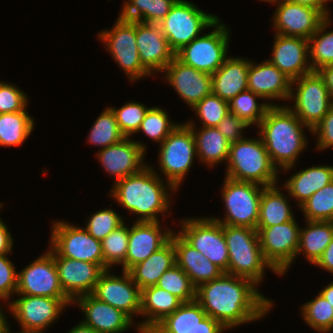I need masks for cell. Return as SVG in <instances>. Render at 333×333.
I'll list each match as a JSON object with an SVG mask.
<instances>
[{"instance_id": "cell-4", "label": "cell", "mask_w": 333, "mask_h": 333, "mask_svg": "<svg viewBox=\"0 0 333 333\" xmlns=\"http://www.w3.org/2000/svg\"><path fill=\"white\" fill-rule=\"evenodd\" d=\"M256 137L258 138L244 136L241 140L230 143L225 176L264 187L276 185L280 181L279 170L272 163L258 133Z\"/></svg>"}, {"instance_id": "cell-59", "label": "cell", "mask_w": 333, "mask_h": 333, "mask_svg": "<svg viewBox=\"0 0 333 333\" xmlns=\"http://www.w3.org/2000/svg\"><path fill=\"white\" fill-rule=\"evenodd\" d=\"M319 293L329 302V304L333 307V281L323 287Z\"/></svg>"}, {"instance_id": "cell-20", "label": "cell", "mask_w": 333, "mask_h": 333, "mask_svg": "<svg viewBox=\"0 0 333 333\" xmlns=\"http://www.w3.org/2000/svg\"><path fill=\"white\" fill-rule=\"evenodd\" d=\"M161 74L190 109L212 93V75L187 66L176 57Z\"/></svg>"}, {"instance_id": "cell-1", "label": "cell", "mask_w": 333, "mask_h": 333, "mask_svg": "<svg viewBox=\"0 0 333 333\" xmlns=\"http://www.w3.org/2000/svg\"><path fill=\"white\" fill-rule=\"evenodd\" d=\"M253 281L224 272L218 279L196 289V301L207 316L230 331L234 327L257 322L273 308V299L265 297Z\"/></svg>"}, {"instance_id": "cell-43", "label": "cell", "mask_w": 333, "mask_h": 333, "mask_svg": "<svg viewBox=\"0 0 333 333\" xmlns=\"http://www.w3.org/2000/svg\"><path fill=\"white\" fill-rule=\"evenodd\" d=\"M299 209L304 220L333 222V180L314 193Z\"/></svg>"}, {"instance_id": "cell-13", "label": "cell", "mask_w": 333, "mask_h": 333, "mask_svg": "<svg viewBox=\"0 0 333 333\" xmlns=\"http://www.w3.org/2000/svg\"><path fill=\"white\" fill-rule=\"evenodd\" d=\"M49 246L61 257L98 264L103 269L101 241L78 225L52 220Z\"/></svg>"}, {"instance_id": "cell-56", "label": "cell", "mask_w": 333, "mask_h": 333, "mask_svg": "<svg viewBox=\"0 0 333 333\" xmlns=\"http://www.w3.org/2000/svg\"><path fill=\"white\" fill-rule=\"evenodd\" d=\"M287 1L317 9L325 17L331 16V13H330L331 11H329V9H328L329 6L327 4L333 0H287Z\"/></svg>"}, {"instance_id": "cell-32", "label": "cell", "mask_w": 333, "mask_h": 333, "mask_svg": "<svg viewBox=\"0 0 333 333\" xmlns=\"http://www.w3.org/2000/svg\"><path fill=\"white\" fill-rule=\"evenodd\" d=\"M176 264L175 249L170 239L163 247L153 252L146 260L128 270L140 290L155 286L161 275Z\"/></svg>"}, {"instance_id": "cell-15", "label": "cell", "mask_w": 333, "mask_h": 333, "mask_svg": "<svg viewBox=\"0 0 333 333\" xmlns=\"http://www.w3.org/2000/svg\"><path fill=\"white\" fill-rule=\"evenodd\" d=\"M18 298L7 304L20 329L45 331L57 322L64 309L72 306L69 298H50L15 294Z\"/></svg>"}, {"instance_id": "cell-23", "label": "cell", "mask_w": 333, "mask_h": 333, "mask_svg": "<svg viewBox=\"0 0 333 333\" xmlns=\"http://www.w3.org/2000/svg\"><path fill=\"white\" fill-rule=\"evenodd\" d=\"M273 40L272 57L268 60L291 81L313 72L307 39L275 34Z\"/></svg>"}, {"instance_id": "cell-31", "label": "cell", "mask_w": 333, "mask_h": 333, "mask_svg": "<svg viewBox=\"0 0 333 333\" xmlns=\"http://www.w3.org/2000/svg\"><path fill=\"white\" fill-rule=\"evenodd\" d=\"M185 123L191 128L196 143L197 160L208 166L215 167L219 163H227L230 142L220 133L217 127H198L191 119Z\"/></svg>"}, {"instance_id": "cell-41", "label": "cell", "mask_w": 333, "mask_h": 333, "mask_svg": "<svg viewBox=\"0 0 333 333\" xmlns=\"http://www.w3.org/2000/svg\"><path fill=\"white\" fill-rule=\"evenodd\" d=\"M261 96L251 90H245L232 98L229 103V112L242 118L250 126H258L267 110L271 107Z\"/></svg>"}, {"instance_id": "cell-29", "label": "cell", "mask_w": 333, "mask_h": 333, "mask_svg": "<svg viewBox=\"0 0 333 333\" xmlns=\"http://www.w3.org/2000/svg\"><path fill=\"white\" fill-rule=\"evenodd\" d=\"M251 60L229 56L223 65L212 74V93L229 102L248 89V69Z\"/></svg>"}, {"instance_id": "cell-5", "label": "cell", "mask_w": 333, "mask_h": 333, "mask_svg": "<svg viewBox=\"0 0 333 333\" xmlns=\"http://www.w3.org/2000/svg\"><path fill=\"white\" fill-rule=\"evenodd\" d=\"M228 248L229 263L226 273L247 278L260 285L269 268L279 275L265 260L257 230L250 227L223 225Z\"/></svg>"}, {"instance_id": "cell-46", "label": "cell", "mask_w": 333, "mask_h": 333, "mask_svg": "<svg viewBox=\"0 0 333 333\" xmlns=\"http://www.w3.org/2000/svg\"><path fill=\"white\" fill-rule=\"evenodd\" d=\"M111 110L114 112L116 121L118 123V127L121 133L125 137H133L132 135H136L137 131L140 128L141 122L146 116L147 111L151 107H147V105L129 101L126 104L122 105L119 108L110 106Z\"/></svg>"}, {"instance_id": "cell-10", "label": "cell", "mask_w": 333, "mask_h": 333, "mask_svg": "<svg viewBox=\"0 0 333 333\" xmlns=\"http://www.w3.org/2000/svg\"><path fill=\"white\" fill-rule=\"evenodd\" d=\"M97 37L131 83L148 76L151 78V74L141 64L137 49L136 21L118 15L113 27L99 32Z\"/></svg>"}, {"instance_id": "cell-3", "label": "cell", "mask_w": 333, "mask_h": 333, "mask_svg": "<svg viewBox=\"0 0 333 333\" xmlns=\"http://www.w3.org/2000/svg\"><path fill=\"white\" fill-rule=\"evenodd\" d=\"M263 144L278 170L288 172L296 166L298 157L308 148L305 126L286 106H271L257 126ZM306 129V130H305Z\"/></svg>"}, {"instance_id": "cell-51", "label": "cell", "mask_w": 333, "mask_h": 333, "mask_svg": "<svg viewBox=\"0 0 333 333\" xmlns=\"http://www.w3.org/2000/svg\"><path fill=\"white\" fill-rule=\"evenodd\" d=\"M311 135L317 137L315 149L322 151L333 148V105L323 119L311 130Z\"/></svg>"}, {"instance_id": "cell-45", "label": "cell", "mask_w": 333, "mask_h": 333, "mask_svg": "<svg viewBox=\"0 0 333 333\" xmlns=\"http://www.w3.org/2000/svg\"><path fill=\"white\" fill-rule=\"evenodd\" d=\"M179 123L169 119V114L162 107L153 106L147 113L137 133H142L159 145L177 127Z\"/></svg>"}, {"instance_id": "cell-53", "label": "cell", "mask_w": 333, "mask_h": 333, "mask_svg": "<svg viewBox=\"0 0 333 333\" xmlns=\"http://www.w3.org/2000/svg\"><path fill=\"white\" fill-rule=\"evenodd\" d=\"M227 331L217 320L206 316L192 331L189 333H224Z\"/></svg>"}, {"instance_id": "cell-35", "label": "cell", "mask_w": 333, "mask_h": 333, "mask_svg": "<svg viewBox=\"0 0 333 333\" xmlns=\"http://www.w3.org/2000/svg\"><path fill=\"white\" fill-rule=\"evenodd\" d=\"M35 120L27 112L0 114V147H19L35 130Z\"/></svg>"}, {"instance_id": "cell-25", "label": "cell", "mask_w": 333, "mask_h": 333, "mask_svg": "<svg viewBox=\"0 0 333 333\" xmlns=\"http://www.w3.org/2000/svg\"><path fill=\"white\" fill-rule=\"evenodd\" d=\"M72 304L84 314L81 322L99 333H124L134 324L125 313L92 294L80 296Z\"/></svg>"}, {"instance_id": "cell-16", "label": "cell", "mask_w": 333, "mask_h": 333, "mask_svg": "<svg viewBox=\"0 0 333 333\" xmlns=\"http://www.w3.org/2000/svg\"><path fill=\"white\" fill-rule=\"evenodd\" d=\"M44 254L34 259L18 272L16 294L68 298L59 282L54 262V250L48 246Z\"/></svg>"}, {"instance_id": "cell-38", "label": "cell", "mask_w": 333, "mask_h": 333, "mask_svg": "<svg viewBox=\"0 0 333 333\" xmlns=\"http://www.w3.org/2000/svg\"><path fill=\"white\" fill-rule=\"evenodd\" d=\"M332 17H326L317 31L308 39L309 63L313 72L333 64V30Z\"/></svg>"}, {"instance_id": "cell-40", "label": "cell", "mask_w": 333, "mask_h": 333, "mask_svg": "<svg viewBox=\"0 0 333 333\" xmlns=\"http://www.w3.org/2000/svg\"><path fill=\"white\" fill-rule=\"evenodd\" d=\"M125 136L121 133L114 112L108 106L95 119L89 131L87 141L102 149L120 142Z\"/></svg>"}, {"instance_id": "cell-17", "label": "cell", "mask_w": 333, "mask_h": 333, "mask_svg": "<svg viewBox=\"0 0 333 333\" xmlns=\"http://www.w3.org/2000/svg\"><path fill=\"white\" fill-rule=\"evenodd\" d=\"M121 272L123 275L119 276L113 274L111 269L104 270L91 294L122 311L135 323L133 317L140 316L141 311V290L128 271Z\"/></svg>"}, {"instance_id": "cell-48", "label": "cell", "mask_w": 333, "mask_h": 333, "mask_svg": "<svg viewBox=\"0 0 333 333\" xmlns=\"http://www.w3.org/2000/svg\"><path fill=\"white\" fill-rule=\"evenodd\" d=\"M91 214L84 228L100 241L125 222L123 217L112 208H104Z\"/></svg>"}, {"instance_id": "cell-49", "label": "cell", "mask_w": 333, "mask_h": 333, "mask_svg": "<svg viewBox=\"0 0 333 333\" xmlns=\"http://www.w3.org/2000/svg\"><path fill=\"white\" fill-rule=\"evenodd\" d=\"M29 105L28 96L16 85L0 83V114L23 111Z\"/></svg>"}, {"instance_id": "cell-11", "label": "cell", "mask_w": 333, "mask_h": 333, "mask_svg": "<svg viewBox=\"0 0 333 333\" xmlns=\"http://www.w3.org/2000/svg\"><path fill=\"white\" fill-rule=\"evenodd\" d=\"M289 100L294 103L286 106L310 130L323 119L333 105L324 79L318 72L291 81Z\"/></svg>"}, {"instance_id": "cell-39", "label": "cell", "mask_w": 333, "mask_h": 333, "mask_svg": "<svg viewBox=\"0 0 333 333\" xmlns=\"http://www.w3.org/2000/svg\"><path fill=\"white\" fill-rule=\"evenodd\" d=\"M123 223L101 241L103 270L112 269L115 265L126 271V254L128 250L129 226Z\"/></svg>"}, {"instance_id": "cell-33", "label": "cell", "mask_w": 333, "mask_h": 333, "mask_svg": "<svg viewBox=\"0 0 333 333\" xmlns=\"http://www.w3.org/2000/svg\"><path fill=\"white\" fill-rule=\"evenodd\" d=\"M277 186L279 184L265 187L261 193L257 227L280 225L296 218L289 195H284Z\"/></svg>"}, {"instance_id": "cell-2", "label": "cell", "mask_w": 333, "mask_h": 333, "mask_svg": "<svg viewBox=\"0 0 333 333\" xmlns=\"http://www.w3.org/2000/svg\"><path fill=\"white\" fill-rule=\"evenodd\" d=\"M175 191L148 164L141 171L114 182L109 196L127 212L135 214L138 218L134 221L147 222L160 221L159 214L166 218L172 213L170 196Z\"/></svg>"}, {"instance_id": "cell-21", "label": "cell", "mask_w": 333, "mask_h": 333, "mask_svg": "<svg viewBox=\"0 0 333 333\" xmlns=\"http://www.w3.org/2000/svg\"><path fill=\"white\" fill-rule=\"evenodd\" d=\"M136 44L141 64L151 75H160L175 58L158 24L136 21Z\"/></svg>"}, {"instance_id": "cell-27", "label": "cell", "mask_w": 333, "mask_h": 333, "mask_svg": "<svg viewBox=\"0 0 333 333\" xmlns=\"http://www.w3.org/2000/svg\"><path fill=\"white\" fill-rule=\"evenodd\" d=\"M170 239L175 249L176 264L189 276L196 288L203 283L218 279L224 273L191 246L178 231L174 230Z\"/></svg>"}, {"instance_id": "cell-19", "label": "cell", "mask_w": 333, "mask_h": 333, "mask_svg": "<svg viewBox=\"0 0 333 333\" xmlns=\"http://www.w3.org/2000/svg\"><path fill=\"white\" fill-rule=\"evenodd\" d=\"M146 144L131 137L110 145L94 154L104 168L113 177L114 182L141 171L148 164L144 161Z\"/></svg>"}, {"instance_id": "cell-7", "label": "cell", "mask_w": 333, "mask_h": 333, "mask_svg": "<svg viewBox=\"0 0 333 333\" xmlns=\"http://www.w3.org/2000/svg\"><path fill=\"white\" fill-rule=\"evenodd\" d=\"M220 17L212 24L207 34L199 37L179 50L175 57L183 64L196 70L214 74L229 57L228 50L231 41L229 26L220 22Z\"/></svg>"}, {"instance_id": "cell-12", "label": "cell", "mask_w": 333, "mask_h": 333, "mask_svg": "<svg viewBox=\"0 0 333 333\" xmlns=\"http://www.w3.org/2000/svg\"><path fill=\"white\" fill-rule=\"evenodd\" d=\"M181 224V225H180ZM178 232L191 246L223 272L228 271L229 254L223 225L208 217H188L179 222Z\"/></svg>"}, {"instance_id": "cell-63", "label": "cell", "mask_w": 333, "mask_h": 333, "mask_svg": "<svg viewBox=\"0 0 333 333\" xmlns=\"http://www.w3.org/2000/svg\"><path fill=\"white\" fill-rule=\"evenodd\" d=\"M260 1H261V2L263 1V2H267V3H268V2L271 1V0H260Z\"/></svg>"}, {"instance_id": "cell-9", "label": "cell", "mask_w": 333, "mask_h": 333, "mask_svg": "<svg viewBox=\"0 0 333 333\" xmlns=\"http://www.w3.org/2000/svg\"><path fill=\"white\" fill-rule=\"evenodd\" d=\"M265 187L225 176L221 195L225 214L223 218L210 217L222 225L250 227L256 230L261 193Z\"/></svg>"}, {"instance_id": "cell-44", "label": "cell", "mask_w": 333, "mask_h": 333, "mask_svg": "<svg viewBox=\"0 0 333 333\" xmlns=\"http://www.w3.org/2000/svg\"><path fill=\"white\" fill-rule=\"evenodd\" d=\"M157 287L167 290L183 303L196 300V287L189 276L177 265L165 271L158 280Z\"/></svg>"}, {"instance_id": "cell-50", "label": "cell", "mask_w": 333, "mask_h": 333, "mask_svg": "<svg viewBox=\"0 0 333 333\" xmlns=\"http://www.w3.org/2000/svg\"><path fill=\"white\" fill-rule=\"evenodd\" d=\"M8 256L0 255V300L4 301V304H8L17 291L18 272Z\"/></svg>"}, {"instance_id": "cell-62", "label": "cell", "mask_w": 333, "mask_h": 333, "mask_svg": "<svg viewBox=\"0 0 333 333\" xmlns=\"http://www.w3.org/2000/svg\"><path fill=\"white\" fill-rule=\"evenodd\" d=\"M3 203L2 202H0V211H1V208L3 207Z\"/></svg>"}, {"instance_id": "cell-42", "label": "cell", "mask_w": 333, "mask_h": 333, "mask_svg": "<svg viewBox=\"0 0 333 333\" xmlns=\"http://www.w3.org/2000/svg\"><path fill=\"white\" fill-rule=\"evenodd\" d=\"M300 308L301 319L307 326L318 333H329L333 330V307L320 293Z\"/></svg>"}, {"instance_id": "cell-36", "label": "cell", "mask_w": 333, "mask_h": 333, "mask_svg": "<svg viewBox=\"0 0 333 333\" xmlns=\"http://www.w3.org/2000/svg\"><path fill=\"white\" fill-rule=\"evenodd\" d=\"M207 316L196 301L183 303L167 315L149 333H189Z\"/></svg>"}, {"instance_id": "cell-52", "label": "cell", "mask_w": 333, "mask_h": 333, "mask_svg": "<svg viewBox=\"0 0 333 333\" xmlns=\"http://www.w3.org/2000/svg\"><path fill=\"white\" fill-rule=\"evenodd\" d=\"M216 127L230 143H233L244 138L243 132L250 125L242 118L229 112Z\"/></svg>"}, {"instance_id": "cell-18", "label": "cell", "mask_w": 333, "mask_h": 333, "mask_svg": "<svg viewBox=\"0 0 333 333\" xmlns=\"http://www.w3.org/2000/svg\"><path fill=\"white\" fill-rule=\"evenodd\" d=\"M276 7L272 18L275 34L309 39L326 18L319 10L287 0H271ZM277 5V6H276Z\"/></svg>"}, {"instance_id": "cell-58", "label": "cell", "mask_w": 333, "mask_h": 333, "mask_svg": "<svg viewBox=\"0 0 333 333\" xmlns=\"http://www.w3.org/2000/svg\"><path fill=\"white\" fill-rule=\"evenodd\" d=\"M3 307L8 308V305L5 304V306H3V304H0V333H6L10 325V321L7 319L8 317L5 315L6 313Z\"/></svg>"}, {"instance_id": "cell-60", "label": "cell", "mask_w": 333, "mask_h": 333, "mask_svg": "<svg viewBox=\"0 0 333 333\" xmlns=\"http://www.w3.org/2000/svg\"><path fill=\"white\" fill-rule=\"evenodd\" d=\"M67 333V332H66ZM68 333H99L94 329L90 328L89 326L83 324L81 321L79 324L73 326V328L68 331Z\"/></svg>"}, {"instance_id": "cell-24", "label": "cell", "mask_w": 333, "mask_h": 333, "mask_svg": "<svg viewBox=\"0 0 333 333\" xmlns=\"http://www.w3.org/2000/svg\"><path fill=\"white\" fill-rule=\"evenodd\" d=\"M161 221H135L129 227L128 250L126 254V271L137 263L146 260L153 252L163 247L171 238L174 229Z\"/></svg>"}, {"instance_id": "cell-30", "label": "cell", "mask_w": 333, "mask_h": 333, "mask_svg": "<svg viewBox=\"0 0 333 333\" xmlns=\"http://www.w3.org/2000/svg\"><path fill=\"white\" fill-rule=\"evenodd\" d=\"M333 180V166L313 165L309 168L293 173L285 180L283 187L300 207L314 193L322 189Z\"/></svg>"}, {"instance_id": "cell-22", "label": "cell", "mask_w": 333, "mask_h": 333, "mask_svg": "<svg viewBox=\"0 0 333 333\" xmlns=\"http://www.w3.org/2000/svg\"><path fill=\"white\" fill-rule=\"evenodd\" d=\"M54 262L60 285L72 302L80 296L91 294L104 271L98 264L61 257L55 251Z\"/></svg>"}, {"instance_id": "cell-26", "label": "cell", "mask_w": 333, "mask_h": 333, "mask_svg": "<svg viewBox=\"0 0 333 333\" xmlns=\"http://www.w3.org/2000/svg\"><path fill=\"white\" fill-rule=\"evenodd\" d=\"M247 82L248 90L261 96L271 106H280L274 103L276 100H289L291 80L268 59L259 64L251 60Z\"/></svg>"}, {"instance_id": "cell-47", "label": "cell", "mask_w": 333, "mask_h": 333, "mask_svg": "<svg viewBox=\"0 0 333 333\" xmlns=\"http://www.w3.org/2000/svg\"><path fill=\"white\" fill-rule=\"evenodd\" d=\"M202 127H216L229 113V103L211 93L196 103L192 109Z\"/></svg>"}, {"instance_id": "cell-14", "label": "cell", "mask_w": 333, "mask_h": 333, "mask_svg": "<svg viewBox=\"0 0 333 333\" xmlns=\"http://www.w3.org/2000/svg\"><path fill=\"white\" fill-rule=\"evenodd\" d=\"M300 229L297 219L256 228L263 256L279 276L286 274L296 260Z\"/></svg>"}, {"instance_id": "cell-34", "label": "cell", "mask_w": 333, "mask_h": 333, "mask_svg": "<svg viewBox=\"0 0 333 333\" xmlns=\"http://www.w3.org/2000/svg\"><path fill=\"white\" fill-rule=\"evenodd\" d=\"M305 223V228L300 229L296 259L303 254L314 265L333 239V222L305 220Z\"/></svg>"}, {"instance_id": "cell-8", "label": "cell", "mask_w": 333, "mask_h": 333, "mask_svg": "<svg viewBox=\"0 0 333 333\" xmlns=\"http://www.w3.org/2000/svg\"><path fill=\"white\" fill-rule=\"evenodd\" d=\"M219 17L206 13L197 5L187 0H177L167 16L158 25L166 37L169 47L176 54L203 30L212 28Z\"/></svg>"}, {"instance_id": "cell-6", "label": "cell", "mask_w": 333, "mask_h": 333, "mask_svg": "<svg viewBox=\"0 0 333 333\" xmlns=\"http://www.w3.org/2000/svg\"><path fill=\"white\" fill-rule=\"evenodd\" d=\"M158 146L157 165L159 170L156 171L152 165L150 166L158 176H165L162 179L169 182L178 191L185 176L193 167L194 158L197 157L195 138L191 128L185 122H179Z\"/></svg>"}, {"instance_id": "cell-57", "label": "cell", "mask_w": 333, "mask_h": 333, "mask_svg": "<svg viewBox=\"0 0 333 333\" xmlns=\"http://www.w3.org/2000/svg\"><path fill=\"white\" fill-rule=\"evenodd\" d=\"M317 72L324 79L325 85L327 86L333 101V64L325 66Z\"/></svg>"}, {"instance_id": "cell-61", "label": "cell", "mask_w": 333, "mask_h": 333, "mask_svg": "<svg viewBox=\"0 0 333 333\" xmlns=\"http://www.w3.org/2000/svg\"><path fill=\"white\" fill-rule=\"evenodd\" d=\"M6 333H12L11 327L9 325L7 332ZM15 333V332H14ZM16 333H44V331H34V330H20L19 332Z\"/></svg>"}, {"instance_id": "cell-54", "label": "cell", "mask_w": 333, "mask_h": 333, "mask_svg": "<svg viewBox=\"0 0 333 333\" xmlns=\"http://www.w3.org/2000/svg\"><path fill=\"white\" fill-rule=\"evenodd\" d=\"M8 230L7 224L0 217V255H8L13 252L14 240Z\"/></svg>"}, {"instance_id": "cell-55", "label": "cell", "mask_w": 333, "mask_h": 333, "mask_svg": "<svg viewBox=\"0 0 333 333\" xmlns=\"http://www.w3.org/2000/svg\"><path fill=\"white\" fill-rule=\"evenodd\" d=\"M314 266H318L322 270L332 273L333 276V239L330 241L322 256L317 260Z\"/></svg>"}, {"instance_id": "cell-28", "label": "cell", "mask_w": 333, "mask_h": 333, "mask_svg": "<svg viewBox=\"0 0 333 333\" xmlns=\"http://www.w3.org/2000/svg\"><path fill=\"white\" fill-rule=\"evenodd\" d=\"M183 302L167 290L150 286L141 290V311L143 321L133 325L137 333H149L167 315L172 314Z\"/></svg>"}, {"instance_id": "cell-37", "label": "cell", "mask_w": 333, "mask_h": 333, "mask_svg": "<svg viewBox=\"0 0 333 333\" xmlns=\"http://www.w3.org/2000/svg\"><path fill=\"white\" fill-rule=\"evenodd\" d=\"M177 0H125L119 16L126 20L158 24Z\"/></svg>"}]
</instances>
